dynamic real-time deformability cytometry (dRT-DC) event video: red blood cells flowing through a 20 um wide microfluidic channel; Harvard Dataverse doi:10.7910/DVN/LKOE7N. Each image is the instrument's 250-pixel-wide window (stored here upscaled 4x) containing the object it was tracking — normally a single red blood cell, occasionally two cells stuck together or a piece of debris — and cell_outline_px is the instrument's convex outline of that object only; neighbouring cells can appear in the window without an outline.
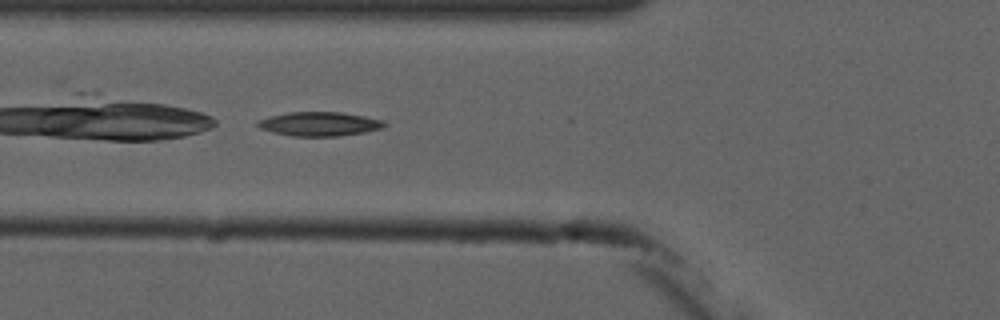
{"species": "common noctule bat (a hibernating species)", "species_latin": "Nyctalus noctula", "temperature_condition": "cold", "stored_images_in_passage": 5, "camera_frame_rate_fps": 3000, "um_per_image_px": 0.085, "animal": {"sex": "male", "forearm_length_mm": 52.5}, "frame": {"image": 1, "passage_image": 5, "time_ms": 5.667, "image_size_px": [1000, 320], "cell_outline_px": [[388, 124], [380, 128], [364, 132], [340, 136], [292, 136], [272, 132], [260, 128], [256, 124], [256, 120], [268, 116], [288, 112], [340, 112], [364, 116], [380, 120]], "centroid_in_image_um": [27.08, 10.53], "position_along_channel_um": 98.7, "area_um2": 17.74}}